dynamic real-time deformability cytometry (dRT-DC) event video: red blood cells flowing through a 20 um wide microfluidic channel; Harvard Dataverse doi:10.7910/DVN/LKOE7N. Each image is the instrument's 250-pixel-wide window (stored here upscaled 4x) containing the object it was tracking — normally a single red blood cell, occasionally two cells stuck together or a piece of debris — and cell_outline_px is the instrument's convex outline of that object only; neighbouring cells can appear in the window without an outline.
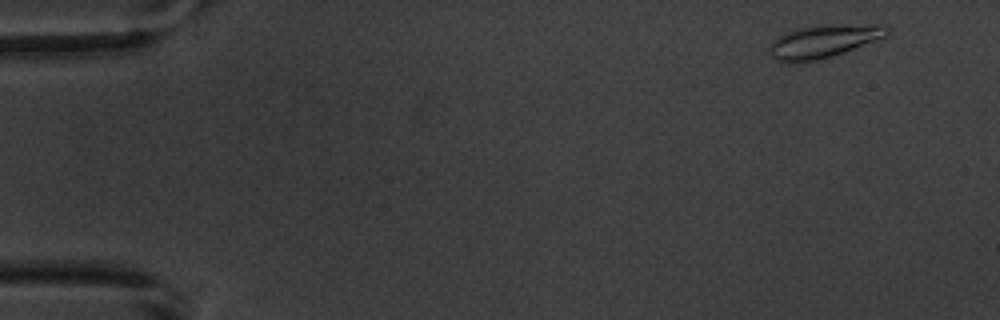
{"species": "common noctule bat (a hibernating species)", "species_latin": "Nyctalus noctula", "temperature_condition": "warm", "stored_images_in_passage": 4, "camera_frame_rate_fps": 3000, "um_per_image_px": 0.085, "animal": {"sex": "male", "body_mass_g": 20.1, "forearm_length_mm": 53.5}, "frame": {"image": 1, "passage_image": 1, "time_ms": 0.0, "image_size_px": [1000, 320], "cell_outline_px": [[892, 32], [888, 36], [816, 60], [776, 60], [768, 52], [768, 48], [772, 40], [776, 36], [784, 32], [796, 28], [824, 24], [884, 24]], "centroid_in_image_um": [70.02, 3.44], "position_along_channel_um": 15.0, "area_um2": 22.31}}
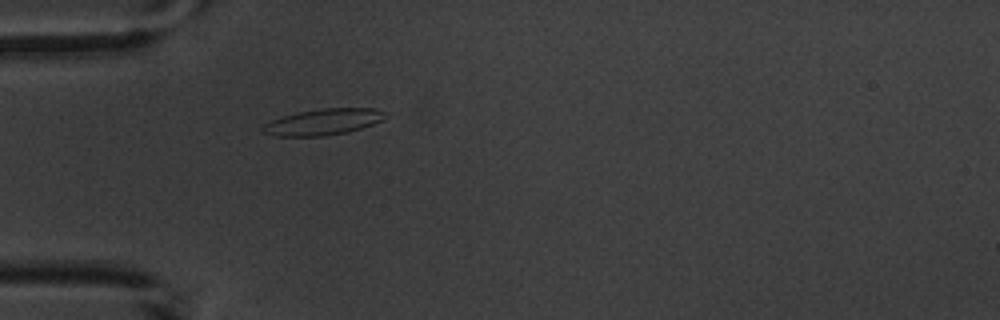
{"frame": {"image": 2, "passage_image": 4, "time_ms": 4.333, "image_size_px": [1000, 320], "cell_outline_px": [[384, 120], [348, 132], [324, 136], [276, 136], [264, 132], [260, 128], [264, 124], [272, 120], [296, 112], [324, 108], [372, 108], [384, 112]], "centroid_in_image_um": [27.45, 10.36], "position_along_channel_um": 57.6, "area_um2": 18.5}}